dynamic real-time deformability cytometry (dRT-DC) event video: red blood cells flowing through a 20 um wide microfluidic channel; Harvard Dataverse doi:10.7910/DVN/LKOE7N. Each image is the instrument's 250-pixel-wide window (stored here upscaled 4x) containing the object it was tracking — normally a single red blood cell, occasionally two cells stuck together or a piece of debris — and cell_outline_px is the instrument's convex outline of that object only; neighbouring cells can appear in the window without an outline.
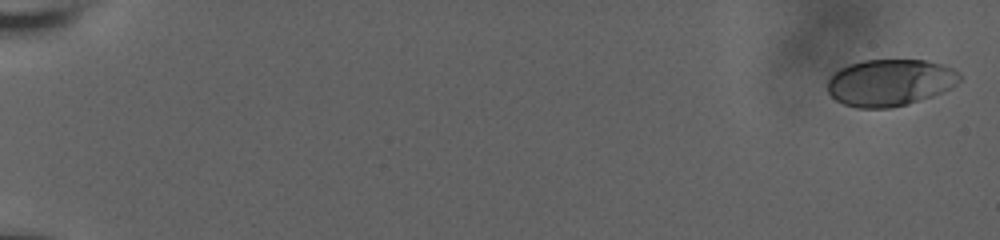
{"species": "human", "species_latin": "Homo sapiens", "temperature_condition": "room temperature", "stored_images_in_passage": 37, "camera_frame_rate_fps": 3000, "um_per_image_px": 0.085, "donor": {"sex": "male"}, "frame": {"image": 1, "passage_image": 1, "time_ms": 0.0, "image_size_px": [1000, 240], "cell_outline_px": [[960, 80], [952, 88], [932, 96], [908, 104], [892, 108], [856, 108], [844, 104], [836, 100], [828, 92], [828, 80], [840, 68], [848, 64], [864, 60], [924, 60], [940, 64], [952, 68], [960, 72]], "centroid_in_image_um": [75.66, 7.02], "position_along_channel_um": 9.3, "area_um2": 36.13}}
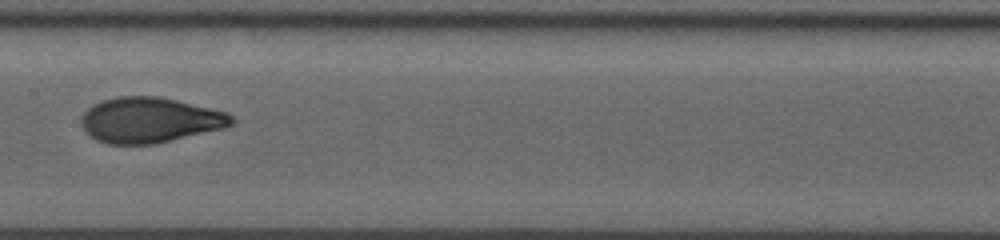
{"frame": {"image": 2, "passage_image": 20, "time_ms": 6.333, "image_size_px": [1000, 240], "cell_outline_px": [[236, 120], [232, 124], [224, 128], [156, 144], [108, 144], [96, 140], [84, 128], [80, 120], [80, 116], [92, 104], [116, 96], [156, 96], [176, 100], [228, 112]], "centroid_in_image_um": [12.74, 10.2], "position_along_channel_um": 194.7, "area_um2": 39.77}}
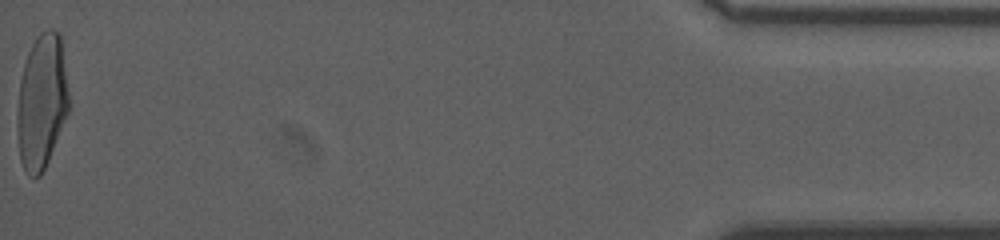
{"frame": {"image": 3, "passage_image": 37, "time_ms": 12.0, "image_size_px": [1000, 240], "cell_outline_px": [[68, 112], [48, 160], [40, 176], [28, 176], [20, 160], [16, 128], [16, 124], [20, 80], [24, 64], [28, 52], [36, 36], [40, 32], [48, 28], [52, 28], [60, 32], [68, 92]], "centroid_in_image_um": [3.53, 8.61], "position_along_channel_um": 431.7, "area_um2": 40.4}}